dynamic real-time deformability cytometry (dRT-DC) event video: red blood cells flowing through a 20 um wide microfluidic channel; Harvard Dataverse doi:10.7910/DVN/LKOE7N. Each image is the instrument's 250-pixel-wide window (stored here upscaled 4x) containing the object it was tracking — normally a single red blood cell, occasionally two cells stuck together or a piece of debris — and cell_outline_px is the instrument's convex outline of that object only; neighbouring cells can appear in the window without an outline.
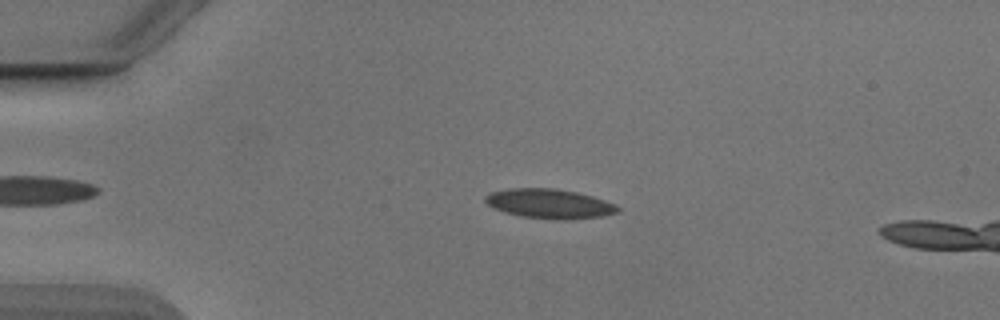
{"species": "Egyptian fruit bat (a non-hibernating species)", "species_latin": "Rousettus aegyptiacus", "temperature_condition": "cold", "stored_images_in_passage": 52, "camera_frame_rate_fps": 3000, "um_per_image_px": 0.085, "animal": {"sex": "male"}, "frame": {"image": 1, "passage_image": 11, "time_ms": 3.333, "image_size_px": [1000, 320], "cell_outline_px": [[620, 212], [604, 216], [524, 216], [504, 212], [492, 208], [484, 200], [484, 196], [492, 192], [508, 188], [556, 188], [576, 192], [592, 196], [616, 204], [620, 208]], "centroid_in_image_um": [46.65, 17.24], "position_along_channel_um": 38.3, "area_um2": 21.62}}
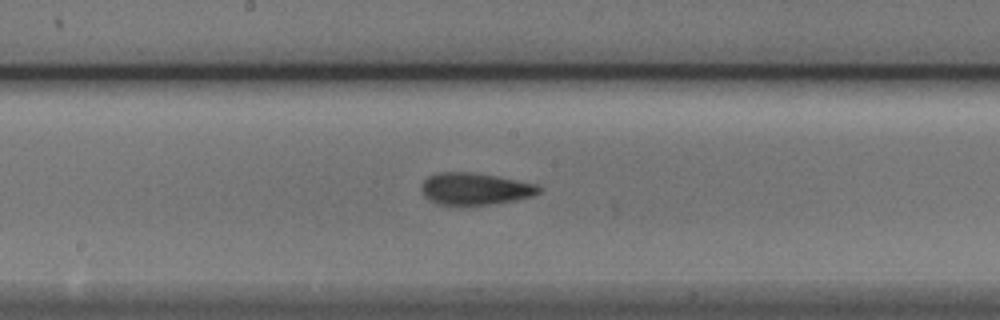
{"frame": {"image": 2, "passage_image": 27, "time_ms": 8.667, "image_size_px": [1000, 320], "cell_outline_px": [[540, 192], [532, 196], [516, 200], [464, 208], [460, 208], [436, 204], [424, 196], [420, 188], [424, 180], [428, 176], [436, 172], [472, 172], [496, 176], [540, 184]], "centroid_in_image_um": [40.34, 16.08], "position_along_channel_um": 207.9, "area_um2": 22.72}}
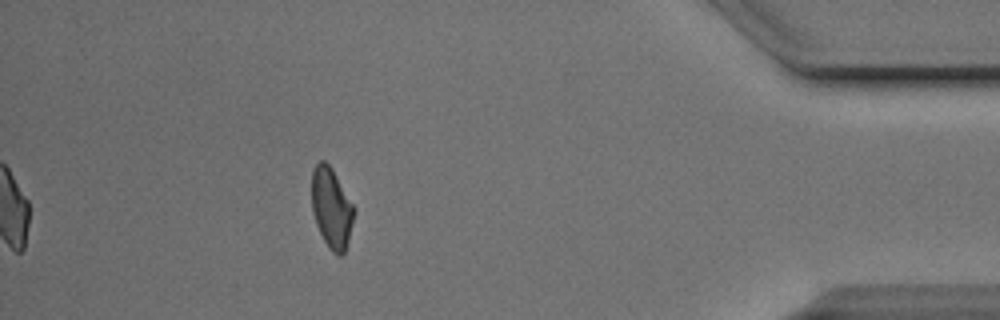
{"frame": {"image": 3, "passage_image": 46, "time_ms": 15.0, "image_size_px": [1000, 320], "cell_outline_px": [[356, 212], [348, 240], [344, 252], [340, 256], [336, 256], [328, 248], [316, 224], [312, 212], [312, 172], [316, 164], [320, 160], [324, 160], [332, 168], [356, 208]], "centroid_in_image_um": [28.19, 17.68], "position_along_channel_um": 407.0, "area_um2": 20.0}}